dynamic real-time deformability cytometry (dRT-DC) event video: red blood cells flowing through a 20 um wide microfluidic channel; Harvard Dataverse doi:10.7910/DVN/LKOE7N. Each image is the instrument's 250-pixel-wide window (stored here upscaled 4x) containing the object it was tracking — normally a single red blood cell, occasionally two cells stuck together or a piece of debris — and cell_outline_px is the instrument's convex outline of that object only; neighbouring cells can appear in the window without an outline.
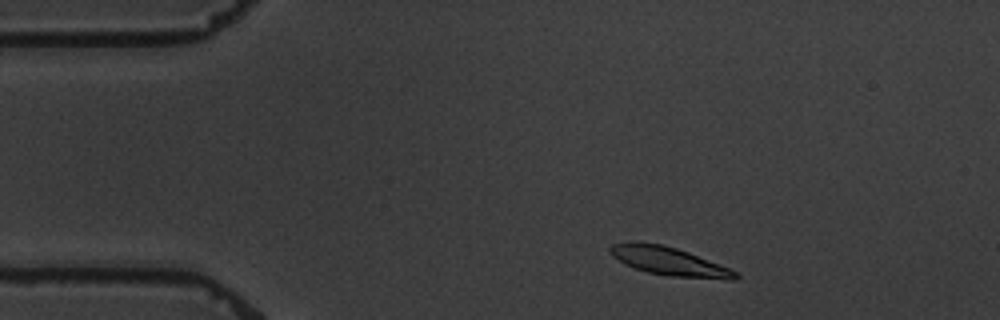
{"species": "common noctule bat (a hibernating species)", "species_latin": "Nyctalus noctula", "temperature_condition": "warm", "stored_images_in_passage": 3, "camera_frame_rate_fps": 3000, "um_per_image_px": 0.085, "animal": {"sex": "male", "body_mass_g": 19.5, "forearm_length_mm": 54.6}, "frame": {"image": 1, "passage_image": 1, "time_ms": 0.0, "image_size_px": [1000, 320], "cell_outline_px": [[740, 276], [736, 280], [728, 280], [672, 276], [648, 272], [624, 264], [612, 256], [608, 252], [608, 248], [612, 244], [628, 240], [632, 240], [664, 244], [688, 252], [732, 268]], "centroid_in_image_um": [56.86, 22.18], "position_along_channel_um": 28.1, "area_um2": 21.21}}